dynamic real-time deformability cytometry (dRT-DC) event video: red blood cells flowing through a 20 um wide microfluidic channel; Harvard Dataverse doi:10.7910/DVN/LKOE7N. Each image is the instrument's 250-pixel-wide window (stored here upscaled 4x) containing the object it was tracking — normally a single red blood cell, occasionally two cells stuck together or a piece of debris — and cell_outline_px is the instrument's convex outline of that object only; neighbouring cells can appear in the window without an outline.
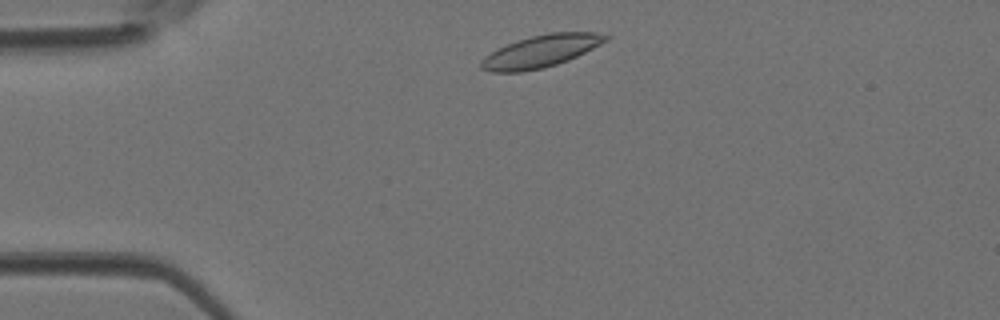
{"species": "Egyptian fruit bat (a non-hibernating species)", "species_latin": "Rousettus aegyptiacus", "temperature_condition": "room temperature", "stored_images_in_passage": 35, "camera_frame_rate_fps": 3000, "um_per_image_px": 0.085, "animal": {"sex": "female"}, "frame": {"image": 1, "passage_image": 3, "time_ms": 0.667, "image_size_px": [1000, 320], "cell_outline_px": [[612, 36], [608, 40], [568, 60], [544, 68], [520, 72], [492, 72], [480, 68], [480, 60], [484, 56], [516, 40], [548, 32], [592, 32]], "centroid_in_image_um": [45.96, 4.35], "position_along_channel_um": 39.0, "area_um2": 23.24}}
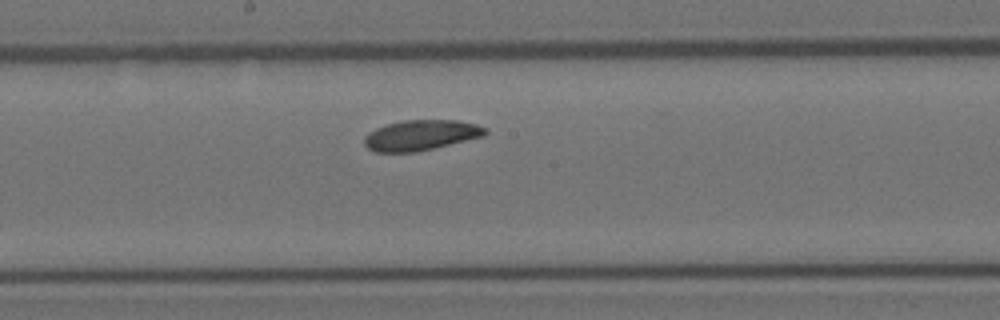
{"frame": {"image": 2, "passage_image": 17, "time_ms": 5.333, "image_size_px": [1000, 320], "cell_outline_px": [[488, 132], [484, 136], [416, 152], [376, 152], [368, 148], [364, 144], [364, 136], [368, 132], [376, 128], [388, 124], [404, 120], [456, 120], [476, 124], [488, 128]], "centroid_in_image_um": [35.78, 11.49], "position_along_channel_um": 212.4, "area_um2": 21.39}}
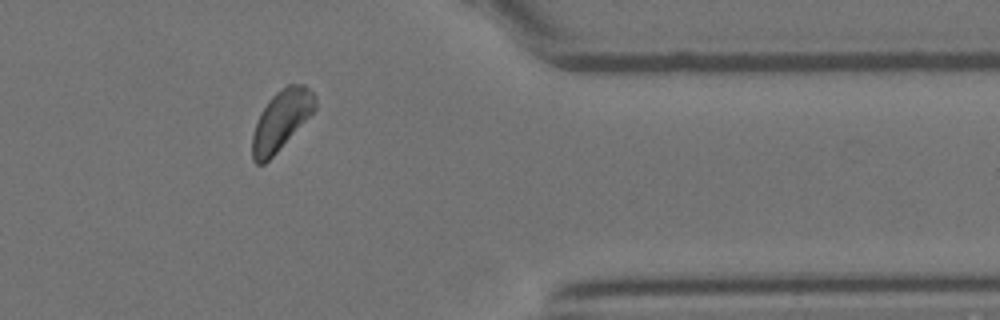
{"frame": {"image": 3, "passage_image": 30, "time_ms": 9.667, "image_size_px": [1000, 320], "cell_outline_px": [[316, 108], [276, 152], [264, 164], [256, 164], [252, 160], [252, 132], [260, 112], [268, 100], [276, 92], [288, 84], [304, 84], [316, 96]], "centroid_in_image_um": [23.87, 10.2], "position_along_channel_um": 387.5, "area_um2": 21.56}}